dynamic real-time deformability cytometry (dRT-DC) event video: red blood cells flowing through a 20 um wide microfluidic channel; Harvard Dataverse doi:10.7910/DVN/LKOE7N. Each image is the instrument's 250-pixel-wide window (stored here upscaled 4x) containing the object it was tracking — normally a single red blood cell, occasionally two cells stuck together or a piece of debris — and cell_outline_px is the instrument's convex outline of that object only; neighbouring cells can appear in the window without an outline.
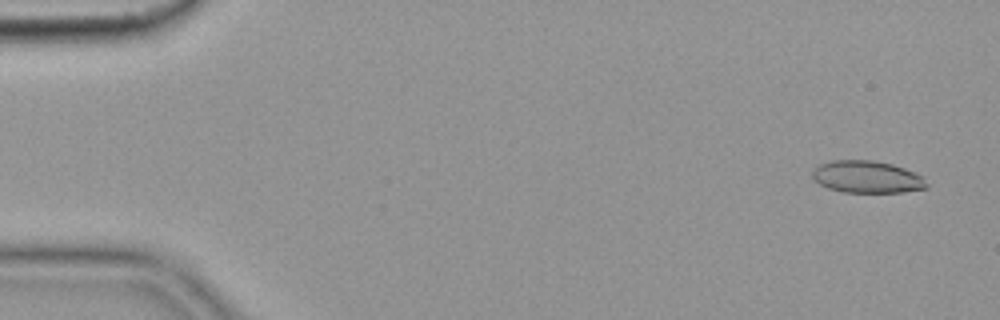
{"species": "common noctule bat (a hibernating species)", "species_latin": "Nyctalus noctula", "temperature_condition": "cold", "stored_images_in_passage": 55, "camera_frame_rate_fps": 3000, "um_per_image_px": 0.085, "animal": {"sex": "female", "body_mass_g": 19.9}, "frame": {"image": 1, "passage_image": 3, "time_ms": 0.667, "image_size_px": [1000, 320], "cell_outline_px": [[928, 188], [904, 192], [844, 192], [828, 188], [812, 180], [812, 172], [820, 164], [832, 160], [872, 160], [892, 164], [904, 168], [924, 176], [928, 184]], "centroid_in_image_um": [73.72, 15.04], "position_along_channel_um": 11.3, "area_um2": 21.56}}
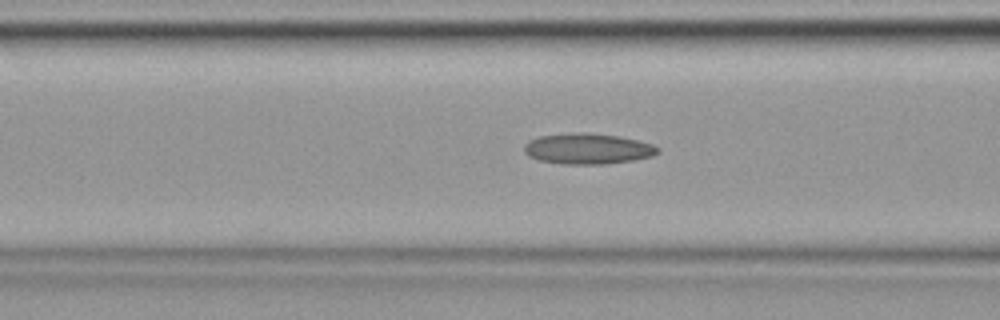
{"frame": {"image": 2, "passage_image": 22, "time_ms": 7.0, "image_size_px": [1000, 320], "cell_outline_px": [[660, 152], [652, 156], [632, 160], [604, 164], [564, 164], [540, 160], [528, 156], [524, 152], [524, 144], [528, 140], [540, 136], [572, 132], [588, 132], [616, 136], [636, 140], [652, 144], [660, 148]], "centroid_in_image_um": [49.93, 12.63], "position_along_channel_um": 116.7, "area_um2": 23.93}}
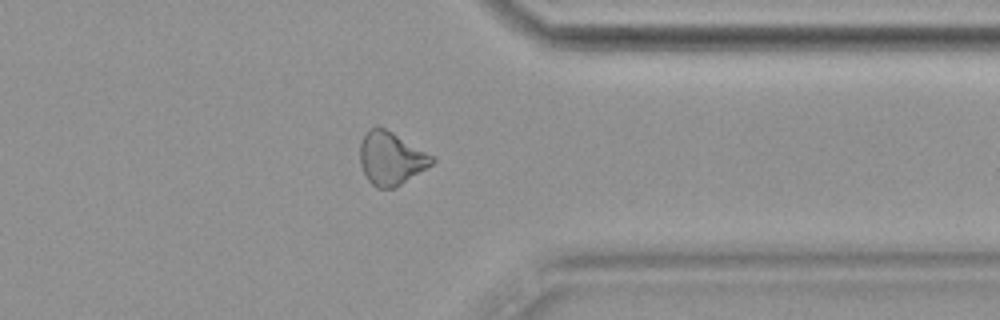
{"frame": {"image": 3, "passage_image": 44, "time_ms": 14.333, "image_size_px": [1000, 320], "cell_outline_px": [[436, 160], [432, 164], [400, 184], [392, 188], [376, 188], [368, 180], [360, 164], [360, 144], [368, 128], [376, 124], [392, 132], [436, 156]], "centroid_in_image_um": [33.23, 13.43], "position_along_channel_um": 378.2, "area_um2": 22.25}}